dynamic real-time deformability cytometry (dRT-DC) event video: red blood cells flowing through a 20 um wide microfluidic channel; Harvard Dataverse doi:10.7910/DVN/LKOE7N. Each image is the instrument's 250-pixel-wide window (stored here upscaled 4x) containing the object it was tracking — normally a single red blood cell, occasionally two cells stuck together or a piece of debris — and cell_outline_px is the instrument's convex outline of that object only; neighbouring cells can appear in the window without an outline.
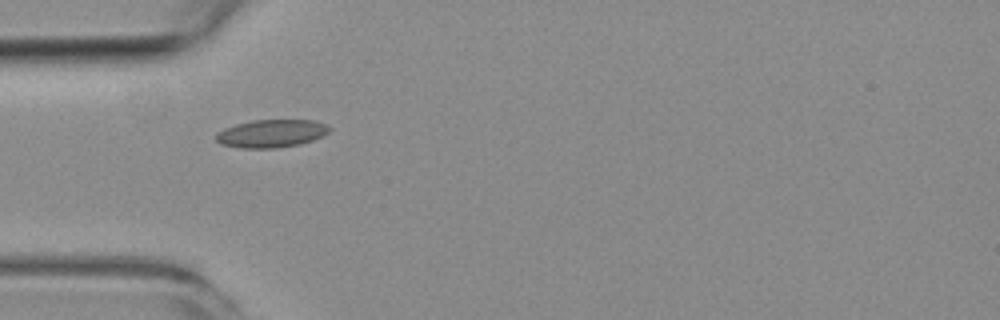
{"species": "common noctule bat (a hibernating species)", "species_latin": "Nyctalus noctula", "temperature_condition": "room temperature", "stored_images_in_passage": 5, "camera_frame_rate_fps": 3000, "um_per_image_px": 0.085, "animal": {"sex": "female", "body_mass_g": 19.3, "forearm_length_mm": 54.1}, "frame": {"image": 1, "passage_image": 1, "time_ms": 0.0, "image_size_px": [1000, 320], "cell_outline_px": [[332, 128], [328, 132], [312, 140], [300, 144], [276, 148], [240, 148], [220, 144], [216, 140], [216, 132], [224, 128], [236, 124], [252, 120], [316, 120], [328, 124]], "centroid_in_image_um": [23.06, 11.34], "position_along_channel_um": 61.9, "area_um2": 18.55}}
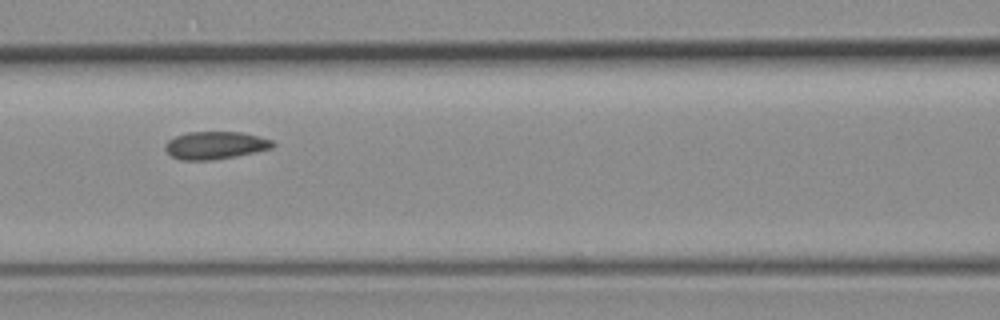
{"frame": {"image": 2, "passage_image": 3, "time_ms": 2.333, "image_size_px": [1000, 320], "cell_outline_px": [[276, 144], [272, 148], [256, 152], [236, 156], [212, 160], [180, 160], [172, 156], [164, 148], [164, 144], [168, 140], [176, 136], [188, 132], [240, 132], [260, 136], [272, 140]], "centroid_in_image_um": [18.31, 12.35], "position_along_channel_um": 148.3, "area_um2": 17.4}}
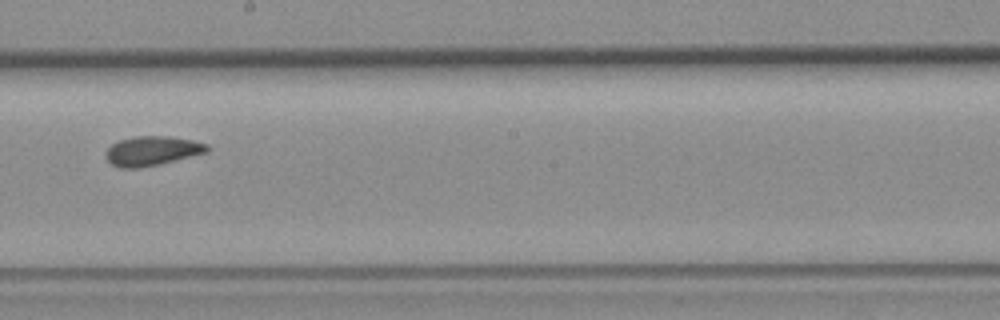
{"frame": {"image": 3, "passage_image": 5, "time_ms": 4.667, "image_size_px": [1000, 320], "cell_outline_px": [[208, 152], [160, 164], [140, 168], [120, 168], [112, 164], [108, 160], [104, 152], [112, 144], [120, 140], [136, 136], [172, 136], [192, 140], [208, 144]], "centroid_in_image_um": [12.93, 12.82], "position_along_channel_um": 235.3, "area_um2": 17.4}}